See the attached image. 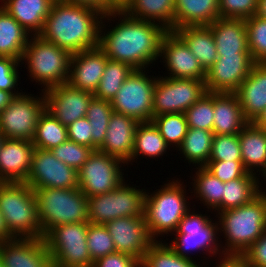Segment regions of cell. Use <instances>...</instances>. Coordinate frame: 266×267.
<instances>
[{
	"instance_id": "54",
	"label": "cell",
	"mask_w": 266,
	"mask_h": 267,
	"mask_svg": "<svg viewBox=\"0 0 266 267\" xmlns=\"http://www.w3.org/2000/svg\"><path fill=\"white\" fill-rule=\"evenodd\" d=\"M216 267H245V260L240 257H226L220 259Z\"/></svg>"
},
{
	"instance_id": "18",
	"label": "cell",
	"mask_w": 266,
	"mask_h": 267,
	"mask_svg": "<svg viewBox=\"0 0 266 267\" xmlns=\"http://www.w3.org/2000/svg\"><path fill=\"white\" fill-rule=\"evenodd\" d=\"M46 110L66 127L76 120L86 117L93 93L80 90L68 82L43 91Z\"/></svg>"
},
{
	"instance_id": "29",
	"label": "cell",
	"mask_w": 266,
	"mask_h": 267,
	"mask_svg": "<svg viewBox=\"0 0 266 267\" xmlns=\"http://www.w3.org/2000/svg\"><path fill=\"white\" fill-rule=\"evenodd\" d=\"M207 71L217 60L216 44L208 25L184 26L173 30Z\"/></svg>"
},
{
	"instance_id": "30",
	"label": "cell",
	"mask_w": 266,
	"mask_h": 267,
	"mask_svg": "<svg viewBox=\"0 0 266 267\" xmlns=\"http://www.w3.org/2000/svg\"><path fill=\"white\" fill-rule=\"evenodd\" d=\"M238 135L244 168L250 173H260L266 165V130L249 122Z\"/></svg>"
},
{
	"instance_id": "3",
	"label": "cell",
	"mask_w": 266,
	"mask_h": 267,
	"mask_svg": "<svg viewBox=\"0 0 266 267\" xmlns=\"http://www.w3.org/2000/svg\"><path fill=\"white\" fill-rule=\"evenodd\" d=\"M217 216L219 232L226 239L222 252L226 257H240L266 231V197L259 194L249 203Z\"/></svg>"
},
{
	"instance_id": "52",
	"label": "cell",
	"mask_w": 266,
	"mask_h": 267,
	"mask_svg": "<svg viewBox=\"0 0 266 267\" xmlns=\"http://www.w3.org/2000/svg\"><path fill=\"white\" fill-rule=\"evenodd\" d=\"M250 265L266 267V231L241 255Z\"/></svg>"
},
{
	"instance_id": "62",
	"label": "cell",
	"mask_w": 266,
	"mask_h": 267,
	"mask_svg": "<svg viewBox=\"0 0 266 267\" xmlns=\"http://www.w3.org/2000/svg\"><path fill=\"white\" fill-rule=\"evenodd\" d=\"M245 267H256V266L250 265L245 261Z\"/></svg>"
},
{
	"instance_id": "20",
	"label": "cell",
	"mask_w": 266,
	"mask_h": 267,
	"mask_svg": "<svg viewBox=\"0 0 266 267\" xmlns=\"http://www.w3.org/2000/svg\"><path fill=\"white\" fill-rule=\"evenodd\" d=\"M4 267H51V254L44 238H13L0 242Z\"/></svg>"
},
{
	"instance_id": "7",
	"label": "cell",
	"mask_w": 266,
	"mask_h": 267,
	"mask_svg": "<svg viewBox=\"0 0 266 267\" xmlns=\"http://www.w3.org/2000/svg\"><path fill=\"white\" fill-rule=\"evenodd\" d=\"M21 63L27 64L31 81L44 85L42 92L68 82L71 54L39 35L30 36Z\"/></svg>"
},
{
	"instance_id": "50",
	"label": "cell",
	"mask_w": 266,
	"mask_h": 267,
	"mask_svg": "<svg viewBox=\"0 0 266 267\" xmlns=\"http://www.w3.org/2000/svg\"><path fill=\"white\" fill-rule=\"evenodd\" d=\"M86 117L80 118L67 126L68 139L77 144L92 148V129Z\"/></svg>"
},
{
	"instance_id": "23",
	"label": "cell",
	"mask_w": 266,
	"mask_h": 267,
	"mask_svg": "<svg viewBox=\"0 0 266 267\" xmlns=\"http://www.w3.org/2000/svg\"><path fill=\"white\" fill-rule=\"evenodd\" d=\"M139 122L132 117L113 112L108 129L99 151L131 163L134 149L135 131Z\"/></svg>"
},
{
	"instance_id": "46",
	"label": "cell",
	"mask_w": 266,
	"mask_h": 267,
	"mask_svg": "<svg viewBox=\"0 0 266 267\" xmlns=\"http://www.w3.org/2000/svg\"><path fill=\"white\" fill-rule=\"evenodd\" d=\"M242 161L239 135H214L209 161Z\"/></svg>"
},
{
	"instance_id": "14",
	"label": "cell",
	"mask_w": 266,
	"mask_h": 267,
	"mask_svg": "<svg viewBox=\"0 0 266 267\" xmlns=\"http://www.w3.org/2000/svg\"><path fill=\"white\" fill-rule=\"evenodd\" d=\"M122 163L119 158L93 150L78 171V188L87 198L112 191L125 181Z\"/></svg>"
},
{
	"instance_id": "27",
	"label": "cell",
	"mask_w": 266,
	"mask_h": 267,
	"mask_svg": "<svg viewBox=\"0 0 266 267\" xmlns=\"http://www.w3.org/2000/svg\"><path fill=\"white\" fill-rule=\"evenodd\" d=\"M55 0H1L2 6L29 32L39 35Z\"/></svg>"
},
{
	"instance_id": "1",
	"label": "cell",
	"mask_w": 266,
	"mask_h": 267,
	"mask_svg": "<svg viewBox=\"0 0 266 267\" xmlns=\"http://www.w3.org/2000/svg\"><path fill=\"white\" fill-rule=\"evenodd\" d=\"M117 16L121 21L107 31L103 20L109 22ZM167 31L159 23L133 18L118 9L103 15L98 47L110 60L145 70L160 57L161 41Z\"/></svg>"
},
{
	"instance_id": "40",
	"label": "cell",
	"mask_w": 266,
	"mask_h": 267,
	"mask_svg": "<svg viewBox=\"0 0 266 267\" xmlns=\"http://www.w3.org/2000/svg\"><path fill=\"white\" fill-rule=\"evenodd\" d=\"M111 101L93 97L86 113L92 129V149L98 150L103 144L108 129L110 116L113 113Z\"/></svg>"
},
{
	"instance_id": "2",
	"label": "cell",
	"mask_w": 266,
	"mask_h": 267,
	"mask_svg": "<svg viewBox=\"0 0 266 267\" xmlns=\"http://www.w3.org/2000/svg\"><path fill=\"white\" fill-rule=\"evenodd\" d=\"M103 15L88 6L55 0L39 36L71 55L91 49L98 46Z\"/></svg>"
},
{
	"instance_id": "31",
	"label": "cell",
	"mask_w": 266,
	"mask_h": 267,
	"mask_svg": "<svg viewBox=\"0 0 266 267\" xmlns=\"http://www.w3.org/2000/svg\"><path fill=\"white\" fill-rule=\"evenodd\" d=\"M129 16L174 30L175 0H129L122 8Z\"/></svg>"
},
{
	"instance_id": "57",
	"label": "cell",
	"mask_w": 266,
	"mask_h": 267,
	"mask_svg": "<svg viewBox=\"0 0 266 267\" xmlns=\"http://www.w3.org/2000/svg\"><path fill=\"white\" fill-rule=\"evenodd\" d=\"M255 16L266 19V0H258Z\"/></svg>"
},
{
	"instance_id": "34",
	"label": "cell",
	"mask_w": 266,
	"mask_h": 267,
	"mask_svg": "<svg viewBox=\"0 0 266 267\" xmlns=\"http://www.w3.org/2000/svg\"><path fill=\"white\" fill-rule=\"evenodd\" d=\"M214 133L209 130L188 128L179 150L188 163L205 167L208 164Z\"/></svg>"
},
{
	"instance_id": "43",
	"label": "cell",
	"mask_w": 266,
	"mask_h": 267,
	"mask_svg": "<svg viewBox=\"0 0 266 267\" xmlns=\"http://www.w3.org/2000/svg\"><path fill=\"white\" fill-rule=\"evenodd\" d=\"M245 24L251 57L256 63H266V19L254 15Z\"/></svg>"
},
{
	"instance_id": "13",
	"label": "cell",
	"mask_w": 266,
	"mask_h": 267,
	"mask_svg": "<svg viewBox=\"0 0 266 267\" xmlns=\"http://www.w3.org/2000/svg\"><path fill=\"white\" fill-rule=\"evenodd\" d=\"M207 93L205 80L158 77L153 90V117L185 113Z\"/></svg>"
},
{
	"instance_id": "42",
	"label": "cell",
	"mask_w": 266,
	"mask_h": 267,
	"mask_svg": "<svg viewBox=\"0 0 266 267\" xmlns=\"http://www.w3.org/2000/svg\"><path fill=\"white\" fill-rule=\"evenodd\" d=\"M189 128L213 131L214 93L207 92L185 111Z\"/></svg>"
},
{
	"instance_id": "5",
	"label": "cell",
	"mask_w": 266,
	"mask_h": 267,
	"mask_svg": "<svg viewBox=\"0 0 266 267\" xmlns=\"http://www.w3.org/2000/svg\"><path fill=\"white\" fill-rule=\"evenodd\" d=\"M42 238L61 224L88 222V198L79 188L33 189Z\"/></svg>"
},
{
	"instance_id": "17",
	"label": "cell",
	"mask_w": 266,
	"mask_h": 267,
	"mask_svg": "<svg viewBox=\"0 0 266 267\" xmlns=\"http://www.w3.org/2000/svg\"><path fill=\"white\" fill-rule=\"evenodd\" d=\"M116 252L125 253L143 261L145 253L155 242L150 236L145 216L120 217L105 224Z\"/></svg>"
},
{
	"instance_id": "53",
	"label": "cell",
	"mask_w": 266,
	"mask_h": 267,
	"mask_svg": "<svg viewBox=\"0 0 266 267\" xmlns=\"http://www.w3.org/2000/svg\"><path fill=\"white\" fill-rule=\"evenodd\" d=\"M65 3L84 5L94 8L103 14L122 9L114 0H59Z\"/></svg>"
},
{
	"instance_id": "60",
	"label": "cell",
	"mask_w": 266,
	"mask_h": 267,
	"mask_svg": "<svg viewBox=\"0 0 266 267\" xmlns=\"http://www.w3.org/2000/svg\"><path fill=\"white\" fill-rule=\"evenodd\" d=\"M121 8H123L129 0H114Z\"/></svg>"
},
{
	"instance_id": "45",
	"label": "cell",
	"mask_w": 266,
	"mask_h": 267,
	"mask_svg": "<svg viewBox=\"0 0 266 267\" xmlns=\"http://www.w3.org/2000/svg\"><path fill=\"white\" fill-rule=\"evenodd\" d=\"M51 151L57 159L78 172L88 160L93 149L68 139Z\"/></svg>"
},
{
	"instance_id": "51",
	"label": "cell",
	"mask_w": 266,
	"mask_h": 267,
	"mask_svg": "<svg viewBox=\"0 0 266 267\" xmlns=\"http://www.w3.org/2000/svg\"><path fill=\"white\" fill-rule=\"evenodd\" d=\"M92 267H141V262L131 255L114 252L96 259Z\"/></svg>"
},
{
	"instance_id": "37",
	"label": "cell",
	"mask_w": 266,
	"mask_h": 267,
	"mask_svg": "<svg viewBox=\"0 0 266 267\" xmlns=\"http://www.w3.org/2000/svg\"><path fill=\"white\" fill-rule=\"evenodd\" d=\"M68 140L67 127L45 110L39 117L32 144L35 148L52 150Z\"/></svg>"
},
{
	"instance_id": "15",
	"label": "cell",
	"mask_w": 266,
	"mask_h": 267,
	"mask_svg": "<svg viewBox=\"0 0 266 267\" xmlns=\"http://www.w3.org/2000/svg\"><path fill=\"white\" fill-rule=\"evenodd\" d=\"M25 183L32 189L78 188V172L57 159L51 150L35 148Z\"/></svg>"
},
{
	"instance_id": "63",
	"label": "cell",
	"mask_w": 266,
	"mask_h": 267,
	"mask_svg": "<svg viewBox=\"0 0 266 267\" xmlns=\"http://www.w3.org/2000/svg\"><path fill=\"white\" fill-rule=\"evenodd\" d=\"M51 267H62V266H57V265L52 263Z\"/></svg>"
},
{
	"instance_id": "12",
	"label": "cell",
	"mask_w": 266,
	"mask_h": 267,
	"mask_svg": "<svg viewBox=\"0 0 266 267\" xmlns=\"http://www.w3.org/2000/svg\"><path fill=\"white\" fill-rule=\"evenodd\" d=\"M40 95L35 98L31 94L21 93L0 113V133L4 138L32 142L39 117L46 110L44 92Z\"/></svg>"
},
{
	"instance_id": "28",
	"label": "cell",
	"mask_w": 266,
	"mask_h": 267,
	"mask_svg": "<svg viewBox=\"0 0 266 267\" xmlns=\"http://www.w3.org/2000/svg\"><path fill=\"white\" fill-rule=\"evenodd\" d=\"M219 16V0H175L174 30L210 25Z\"/></svg>"
},
{
	"instance_id": "64",
	"label": "cell",
	"mask_w": 266,
	"mask_h": 267,
	"mask_svg": "<svg viewBox=\"0 0 266 267\" xmlns=\"http://www.w3.org/2000/svg\"><path fill=\"white\" fill-rule=\"evenodd\" d=\"M0 267H4V264L1 262V260H0Z\"/></svg>"
},
{
	"instance_id": "58",
	"label": "cell",
	"mask_w": 266,
	"mask_h": 267,
	"mask_svg": "<svg viewBox=\"0 0 266 267\" xmlns=\"http://www.w3.org/2000/svg\"><path fill=\"white\" fill-rule=\"evenodd\" d=\"M253 123L257 127L266 130V108Z\"/></svg>"
},
{
	"instance_id": "48",
	"label": "cell",
	"mask_w": 266,
	"mask_h": 267,
	"mask_svg": "<svg viewBox=\"0 0 266 267\" xmlns=\"http://www.w3.org/2000/svg\"><path fill=\"white\" fill-rule=\"evenodd\" d=\"M20 62L12 57L0 56V90L11 92L14 96L21 94L18 90L16 92L20 78L17 67Z\"/></svg>"
},
{
	"instance_id": "10",
	"label": "cell",
	"mask_w": 266,
	"mask_h": 267,
	"mask_svg": "<svg viewBox=\"0 0 266 267\" xmlns=\"http://www.w3.org/2000/svg\"><path fill=\"white\" fill-rule=\"evenodd\" d=\"M205 215L207 214H196L194 211L191 213L189 210L179 222L175 234H173L177 237H173L174 240L169 245L181 257L192 259L191 251L201 250L202 252L205 250V254L209 253L208 255L211 257L219 254L218 257L221 255L220 259L226 258L220 249L222 248L221 244L218 243L219 223L218 221L213 223V219Z\"/></svg>"
},
{
	"instance_id": "32",
	"label": "cell",
	"mask_w": 266,
	"mask_h": 267,
	"mask_svg": "<svg viewBox=\"0 0 266 267\" xmlns=\"http://www.w3.org/2000/svg\"><path fill=\"white\" fill-rule=\"evenodd\" d=\"M29 36V32L0 6V56L21 61Z\"/></svg>"
},
{
	"instance_id": "38",
	"label": "cell",
	"mask_w": 266,
	"mask_h": 267,
	"mask_svg": "<svg viewBox=\"0 0 266 267\" xmlns=\"http://www.w3.org/2000/svg\"><path fill=\"white\" fill-rule=\"evenodd\" d=\"M135 69L124 62L108 59L94 97L112 101L125 80Z\"/></svg>"
},
{
	"instance_id": "19",
	"label": "cell",
	"mask_w": 266,
	"mask_h": 267,
	"mask_svg": "<svg viewBox=\"0 0 266 267\" xmlns=\"http://www.w3.org/2000/svg\"><path fill=\"white\" fill-rule=\"evenodd\" d=\"M160 57L171 78L205 80L206 70L191 53L186 43L172 30L161 41Z\"/></svg>"
},
{
	"instance_id": "49",
	"label": "cell",
	"mask_w": 266,
	"mask_h": 267,
	"mask_svg": "<svg viewBox=\"0 0 266 267\" xmlns=\"http://www.w3.org/2000/svg\"><path fill=\"white\" fill-rule=\"evenodd\" d=\"M205 167L223 183L244 177L248 173L242 161H208Z\"/></svg>"
},
{
	"instance_id": "24",
	"label": "cell",
	"mask_w": 266,
	"mask_h": 267,
	"mask_svg": "<svg viewBox=\"0 0 266 267\" xmlns=\"http://www.w3.org/2000/svg\"><path fill=\"white\" fill-rule=\"evenodd\" d=\"M235 94L244 117L254 122L266 108V63H255Z\"/></svg>"
},
{
	"instance_id": "41",
	"label": "cell",
	"mask_w": 266,
	"mask_h": 267,
	"mask_svg": "<svg viewBox=\"0 0 266 267\" xmlns=\"http://www.w3.org/2000/svg\"><path fill=\"white\" fill-rule=\"evenodd\" d=\"M152 122L169 147L172 145L178 149L181 146L189 128L185 113L157 115L152 118Z\"/></svg>"
},
{
	"instance_id": "55",
	"label": "cell",
	"mask_w": 266,
	"mask_h": 267,
	"mask_svg": "<svg viewBox=\"0 0 266 267\" xmlns=\"http://www.w3.org/2000/svg\"><path fill=\"white\" fill-rule=\"evenodd\" d=\"M15 96L8 91L0 90V113L3 112Z\"/></svg>"
},
{
	"instance_id": "47",
	"label": "cell",
	"mask_w": 266,
	"mask_h": 267,
	"mask_svg": "<svg viewBox=\"0 0 266 267\" xmlns=\"http://www.w3.org/2000/svg\"><path fill=\"white\" fill-rule=\"evenodd\" d=\"M258 0H219L220 18L247 19L255 15Z\"/></svg>"
},
{
	"instance_id": "16",
	"label": "cell",
	"mask_w": 266,
	"mask_h": 267,
	"mask_svg": "<svg viewBox=\"0 0 266 267\" xmlns=\"http://www.w3.org/2000/svg\"><path fill=\"white\" fill-rule=\"evenodd\" d=\"M255 63L251 54L218 55L206 71L207 92L235 93Z\"/></svg>"
},
{
	"instance_id": "59",
	"label": "cell",
	"mask_w": 266,
	"mask_h": 267,
	"mask_svg": "<svg viewBox=\"0 0 266 267\" xmlns=\"http://www.w3.org/2000/svg\"><path fill=\"white\" fill-rule=\"evenodd\" d=\"M262 172V173H261ZM262 177L264 176L266 178V165L265 167L260 171ZM259 178H258V191H259V194L263 195L266 197V190L264 189V191L262 190V186H261V183H259ZM260 185V186H259ZM261 188V189H260ZM263 191V192H262Z\"/></svg>"
},
{
	"instance_id": "26",
	"label": "cell",
	"mask_w": 266,
	"mask_h": 267,
	"mask_svg": "<svg viewBox=\"0 0 266 267\" xmlns=\"http://www.w3.org/2000/svg\"><path fill=\"white\" fill-rule=\"evenodd\" d=\"M248 123L235 93H214V135L239 134Z\"/></svg>"
},
{
	"instance_id": "36",
	"label": "cell",
	"mask_w": 266,
	"mask_h": 267,
	"mask_svg": "<svg viewBox=\"0 0 266 267\" xmlns=\"http://www.w3.org/2000/svg\"><path fill=\"white\" fill-rule=\"evenodd\" d=\"M257 174L248 172L244 177L223 183V211L249 203L259 195Z\"/></svg>"
},
{
	"instance_id": "21",
	"label": "cell",
	"mask_w": 266,
	"mask_h": 267,
	"mask_svg": "<svg viewBox=\"0 0 266 267\" xmlns=\"http://www.w3.org/2000/svg\"><path fill=\"white\" fill-rule=\"evenodd\" d=\"M108 57L97 46L71 55L68 83L80 90L95 93Z\"/></svg>"
},
{
	"instance_id": "61",
	"label": "cell",
	"mask_w": 266,
	"mask_h": 267,
	"mask_svg": "<svg viewBox=\"0 0 266 267\" xmlns=\"http://www.w3.org/2000/svg\"><path fill=\"white\" fill-rule=\"evenodd\" d=\"M4 139H5L4 136L0 133V149L3 144Z\"/></svg>"
},
{
	"instance_id": "33",
	"label": "cell",
	"mask_w": 266,
	"mask_h": 267,
	"mask_svg": "<svg viewBox=\"0 0 266 267\" xmlns=\"http://www.w3.org/2000/svg\"><path fill=\"white\" fill-rule=\"evenodd\" d=\"M198 169L192 176L193 191L208 209L212 208L217 213L223 211V182L216 178L206 167Z\"/></svg>"
},
{
	"instance_id": "6",
	"label": "cell",
	"mask_w": 266,
	"mask_h": 267,
	"mask_svg": "<svg viewBox=\"0 0 266 267\" xmlns=\"http://www.w3.org/2000/svg\"><path fill=\"white\" fill-rule=\"evenodd\" d=\"M183 183L174 179L150 195L146 192L144 216L149 234L155 241L160 235L174 234L179 222L190 210Z\"/></svg>"
},
{
	"instance_id": "4",
	"label": "cell",
	"mask_w": 266,
	"mask_h": 267,
	"mask_svg": "<svg viewBox=\"0 0 266 267\" xmlns=\"http://www.w3.org/2000/svg\"><path fill=\"white\" fill-rule=\"evenodd\" d=\"M0 211L14 238H42L33 189L25 182H0Z\"/></svg>"
},
{
	"instance_id": "44",
	"label": "cell",
	"mask_w": 266,
	"mask_h": 267,
	"mask_svg": "<svg viewBox=\"0 0 266 267\" xmlns=\"http://www.w3.org/2000/svg\"><path fill=\"white\" fill-rule=\"evenodd\" d=\"M87 246L91 259H96L116 252L111 235L105 225L88 222Z\"/></svg>"
},
{
	"instance_id": "9",
	"label": "cell",
	"mask_w": 266,
	"mask_h": 267,
	"mask_svg": "<svg viewBox=\"0 0 266 267\" xmlns=\"http://www.w3.org/2000/svg\"><path fill=\"white\" fill-rule=\"evenodd\" d=\"M88 222L61 224L52 228L44 240L52 263L62 267H92L87 246Z\"/></svg>"
},
{
	"instance_id": "35",
	"label": "cell",
	"mask_w": 266,
	"mask_h": 267,
	"mask_svg": "<svg viewBox=\"0 0 266 267\" xmlns=\"http://www.w3.org/2000/svg\"><path fill=\"white\" fill-rule=\"evenodd\" d=\"M168 148L170 149L152 121L141 122L135 131L131 162L138 159L140 155L151 158L163 156Z\"/></svg>"
},
{
	"instance_id": "8",
	"label": "cell",
	"mask_w": 266,
	"mask_h": 267,
	"mask_svg": "<svg viewBox=\"0 0 266 267\" xmlns=\"http://www.w3.org/2000/svg\"><path fill=\"white\" fill-rule=\"evenodd\" d=\"M122 182L108 193L88 197V222L105 225L120 217H142L145 207V189Z\"/></svg>"
},
{
	"instance_id": "25",
	"label": "cell",
	"mask_w": 266,
	"mask_h": 267,
	"mask_svg": "<svg viewBox=\"0 0 266 267\" xmlns=\"http://www.w3.org/2000/svg\"><path fill=\"white\" fill-rule=\"evenodd\" d=\"M208 26L215 40L217 55L250 54L244 19L218 18Z\"/></svg>"
},
{
	"instance_id": "11",
	"label": "cell",
	"mask_w": 266,
	"mask_h": 267,
	"mask_svg": "<svg viewBox=\"0 0 266 267\" xmlns=\"http://www.w3.org/2000/svg\"><path fill=\"white\" fill-rule=\"evenodd\" d=\"M143 71L135 69L111 101L114 112L132 117L139 123L152 121L153 90L157 80Z\"/></svg>"
},
{
	"instance_id": "22",
	"label": "cell",
	"mask_w": 266,
	"mask_h": 267,
	"mask_svg": "<svg viewBox=\"0 0 266 267\" xmlns=\"http://www.w3.org/2000/svg\"><path fill=\"white\" fill-rule=\"evenodd\" d=\"M34 149L31 141L5 138L0 149V182H26Z\"/></svg>"
},
{
	"instance_id": "39",
	"label": "cell",
	"mask_w": 266,
	"mask_h": 267,
	"mask_svg": "<svg viewBox=\"0 0 266 267\" xmlns=\"http://www.w3.org/2000/svg\"><path fill=\"white\" fill-rule=\"evenodd\" d=\"M165 243V244H164ZM196 260L178 255L168 243L156 240L145 253L141 267H200ZM202 267V266H201Z\"/></svg>"
},
{
	"instance_id": "56",
	"label": "cell",
	"mask_w": 266,
	"mask_h": 267,
	"mask_svg": "<svg viewBox=\"0 0 266 267\" xmlns=\"http://www.w3.org/2000/svg\"><path fill=\"white\" fill-rule=\"evenodd\" d=\"M14 237L9 233L4 221V217L0 211V242L11 240Z\"/></svg>"
}]
</instances>
